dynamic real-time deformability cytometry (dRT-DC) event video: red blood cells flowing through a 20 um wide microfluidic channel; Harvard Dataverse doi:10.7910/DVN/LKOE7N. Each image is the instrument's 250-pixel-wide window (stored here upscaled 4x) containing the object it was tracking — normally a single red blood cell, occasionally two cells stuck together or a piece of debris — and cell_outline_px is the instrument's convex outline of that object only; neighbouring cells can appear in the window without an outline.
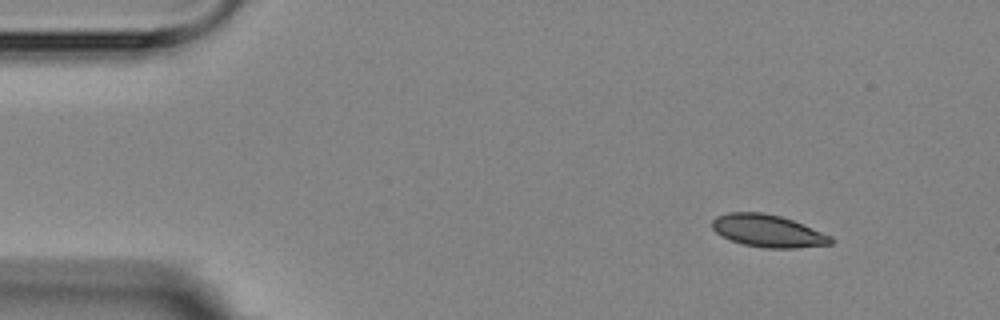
{"species": "Egyptian fruit bat (a non-hibernating species)", "species_latin": "Rousettus aegyptiacus", "temperature_condition": "room temperature", "stored_images_in_passage": 4, "camera_frame_rate_fps": 3000, "um_per_image_px": 0.085, "animal": {"sex": "female"}, "frame": {"image": 1, "passage_image": 4, "time_ms": 5.0, "image_size_px": [1000, 320], "cell_outline_px": [[832, 244], [796, 248], [764, 248], [744, 244], [732, 240], [716, 232], [712, 228], [712, 220], [716, 216], [728, 212], [764, 212], [780, 216], [792, 220], [832, 236]], "centroid_in_image_um": [65.27, 19.62], "position_along_channel_um": 19.7, "area_um2": 22.25}}